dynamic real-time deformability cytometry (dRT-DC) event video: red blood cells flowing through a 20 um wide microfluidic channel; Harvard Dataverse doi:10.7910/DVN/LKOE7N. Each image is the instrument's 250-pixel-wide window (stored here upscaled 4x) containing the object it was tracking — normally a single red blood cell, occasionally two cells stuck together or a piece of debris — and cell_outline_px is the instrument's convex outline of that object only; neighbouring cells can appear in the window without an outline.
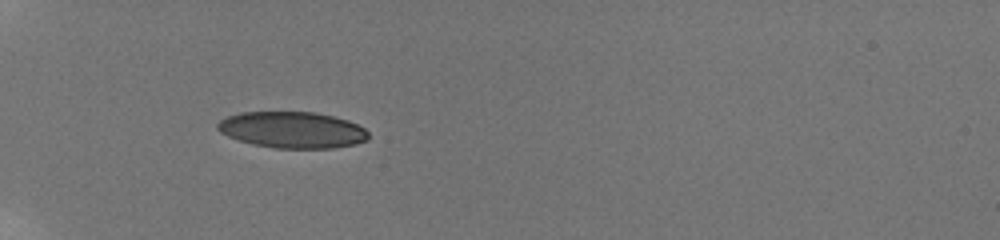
{"species": "human", "species_latin": "Homo sapiens", "temperature_condition": "room temperature", "stored_images_in_passage": 44, "camera_frame_rate_fps": 3000, "um_per_image_px": 0.085, "donor": {"sex": "male"}, "frame": {"image": 1, "passage_image": 1, "time_ms": 0.0, "image_size_px": [1000, 240], "cell_outline_px": [[368, 140], [356, 144], [332, 148], [276, 148], [252, 144], [228, 136], [220, 132], [216, 128], [216, 124], [220, 120], [228, 116], [240, 112], [316, 112], [348, 120], [364, 128], [368, 132]], "centroid_in_image_um": [24.84, 11.04], "position_along_channel_um": 60.2, "area_um2": 31.96}}
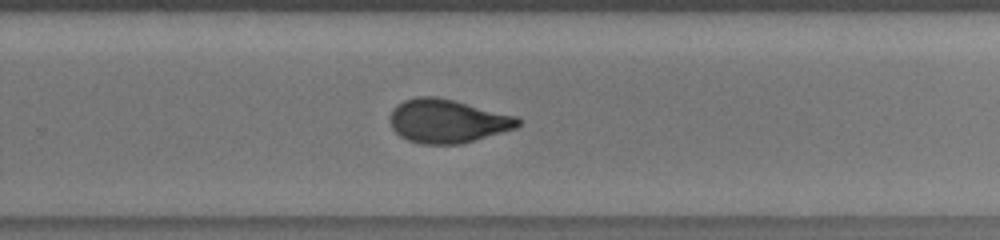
{"frame": {"image": 2, "passage_image": 25, "time_ms": 6.667, "image_size_px": [1000, 240], "cell_outline_px": [[524, 120], [516, 128], [460, 144], [420, 144], [408, 140], [400, 136], [392, 128], [388, 120], [388, 116], [392, 108], [396, 104], [404, 100], [416, 96], [436, 96], [520, 116]], "centroid_in_image_um": [38.02, 10.28], "position_along_channel_um": 291.8, "area_um2": 33.0}}
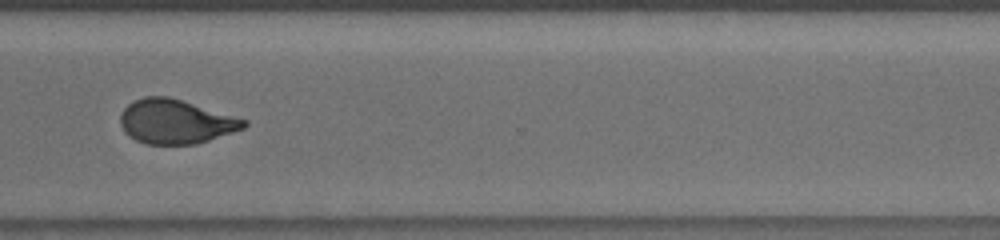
{"frame": {"image": 3, "passage_image": 31, "time_ms": 8.333, "image_size_px": [1000, 240], "cell_outline_px": [[248, 124], [244, 128], [196, 144], [144, 144], [136, 140], [124, 132], [120, 124], [120, 112], [128, 104], [144, 96], [168, 96], [248, 120]], "centroid_in_image_um": [14.9, 10.33], "position_along_channel_um": 355.7, "area_um2": 31.73}, "authors_computed_cell_mechanics": {"area_um2": 32.8882, "velocity_mm_per_s": 3.8172, "shape_relaxation_time_tau1_ms": 10.5728, "shape_relaxation_time_tau2_ms": 0.9922, "deformation_change_tau1": 0.2787, "deformation_change_tau2": 0.0558}}